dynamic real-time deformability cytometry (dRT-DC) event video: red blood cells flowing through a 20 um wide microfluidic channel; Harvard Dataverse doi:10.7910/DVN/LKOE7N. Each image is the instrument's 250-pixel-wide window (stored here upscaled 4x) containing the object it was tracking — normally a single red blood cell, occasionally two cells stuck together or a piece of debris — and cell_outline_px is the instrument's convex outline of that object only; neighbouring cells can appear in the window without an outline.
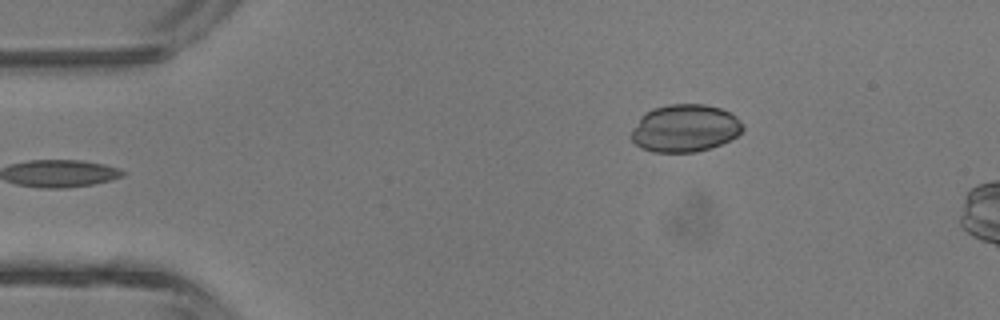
{"species": "common noctule bat (a hibernating species)", "species_latin": "Nyctalus noctula", "temperature_condition": "room temperature", "stored_images_in_passage": 3, "camera_frame_rate_fps": 3000, "um_per_image_px": 0.085, "animal": {"sex": "male", "body_mass_g": 13.3}, "frame": {"image": 1, "passage_image": 3, "time_ms": 3.0, "image_size_px": [1000, 320], "cell_outline_px": [[744, 128], [736, 136], [712, 148], [696, 152], [652, 152], [640, 148], [632, 140], [632, 128], [640, 116], [644, 112], [652, 108], [668, 104], [704, 104], [720, 108], [736, 116], [744, 124]], "centroid_in_image_um": [58.2, 10.89], "position_along_channel_um": 26.8, "area_um2": 31.1}}